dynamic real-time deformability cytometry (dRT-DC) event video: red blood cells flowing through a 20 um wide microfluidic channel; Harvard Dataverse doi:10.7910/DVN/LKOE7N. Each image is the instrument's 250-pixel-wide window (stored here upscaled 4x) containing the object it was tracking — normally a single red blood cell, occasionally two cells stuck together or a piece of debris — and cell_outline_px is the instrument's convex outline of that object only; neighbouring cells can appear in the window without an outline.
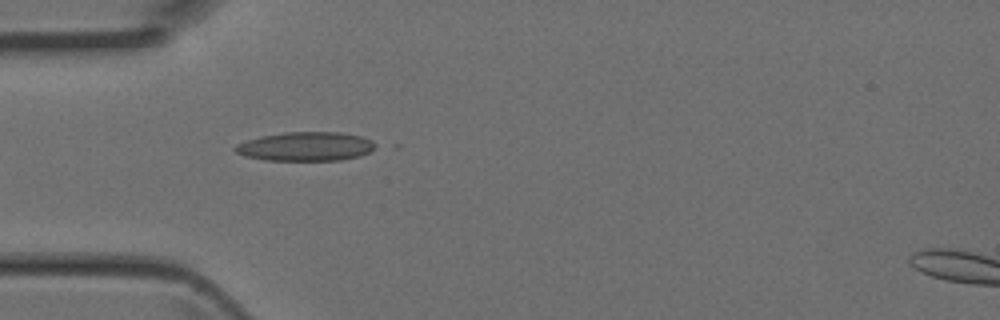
{"species": "Egyptian fruit bat (a non-hibernating species)", "species_latin": "Rousettus aegyptiacus", "temperature_condition": "room temperature", "stored_images_in_passage": 1, "camera_frame_rate_fps": 3000, "um_per_image_px": 0.085, "animal": {"sex": "female"}, "frame": {"image": 1, "passage_image": 1, "time_ms": 0.0, "image_size_px": [1000, 320], "cell_outline_px": [[380, 144], [376, 148], [360, 156], [340, 160], [264, 160], [244, 156], [236, 152], [232, 148], [236, 144], [260, 136], [284, 132], [340, 132], [360, 136], [372, 140]], "centroid_in_image_um": [26.0, 12.44], "position_along_channel_um": 59.0, "area_um2": 23.87}}